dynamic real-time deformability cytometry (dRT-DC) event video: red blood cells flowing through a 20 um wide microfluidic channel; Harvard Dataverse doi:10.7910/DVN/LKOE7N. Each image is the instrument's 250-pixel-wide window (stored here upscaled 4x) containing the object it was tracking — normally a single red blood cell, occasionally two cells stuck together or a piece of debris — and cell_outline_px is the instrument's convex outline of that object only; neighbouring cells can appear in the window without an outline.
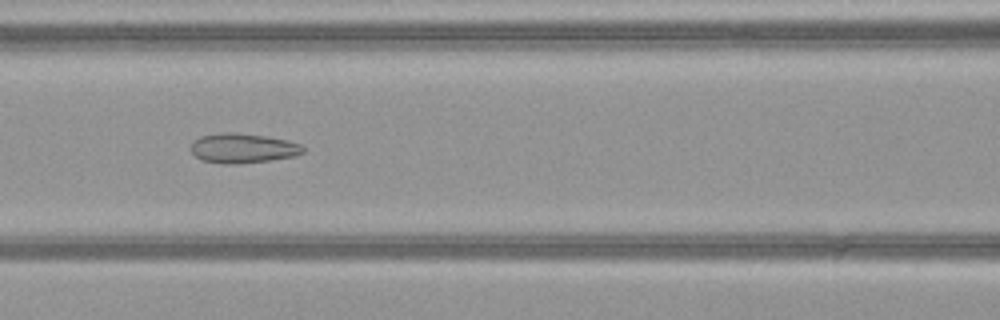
{"species": "common noctule bat (a hibernating species)", "species_latin": "Nyctalus noctula", "temperature_condition": "warm", "stored_images_in_passage": 51, "camera_frame_rate_fps": 3000, "um_per_image_px": 0.085, "animal": {"sex": "female", "body_mass_g": 21.9}, "frame": {"image": 1, "passage_image": 23, "time_ms": 7.333, "image_size_px": [1000, 320], "cell_outline_px": [[304, 152], [296, 156], [272, 160], [240, 164], [220, 164], [200, 160], [188, 148], [192, 140], [200, 136], [220, 132], [236, 132], [264, 136], [288, 140], [300, 144], [304, 148]], "centroid_in_image_um": [20.59, 12.6], "position_along_channel_um": 146.0, "area_um2": 19.88}}
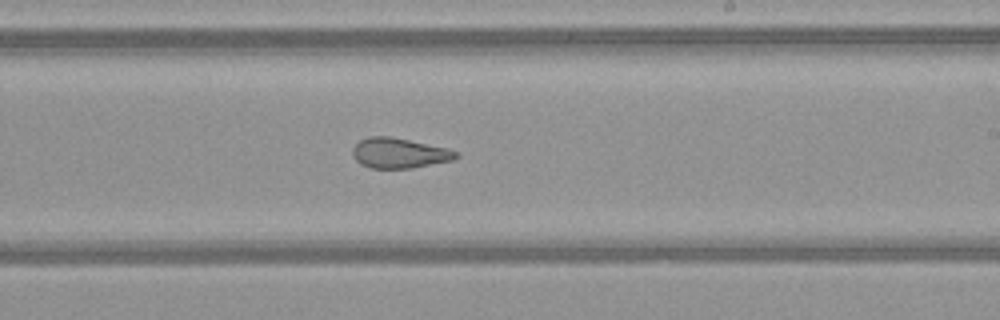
{"frame": {"image": 2, "passage_image": 31, "time_ms": 10.0, "image_size_px": [1000, 320], "cell_outline_px": [[460, 156], [452, 160], [412, 168], [372, 168], [360, 164], [352, 156], [352, 148], [360, 140], [368, 136], [392, 136], [448, 148], [456, 152]], "centroid_in_image_um": [33.91, 13.0], "position_along_channel_um": 255.1, "area_um2": 18.26}}
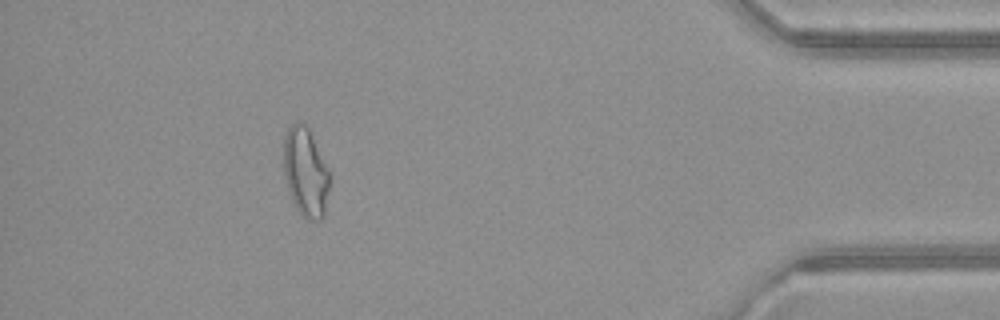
{"frame": {"image": 3, "passage_image": 46, "time_ms": 15.0, "image_size_px": [1000, 320], "cell_outline_px": [[328, 188], [324, 216], [320, 220], [308, 220], [300, 216], [292, 200], [288, 188], [284, 172], [284, 136], [288, 128], [292, 124], [304, 124], [308, 128], [328, 172]], "centroid_in_image_um": [25.94, 14.7], "position_along_channel_um": 409.3, "area_um2": 23.12}, "authors_computed_cell_mechanics": {"area_um2": 23.12, "velocity_mm_per_s": 4.101, "shape_relaxation_time_tau1_ms": null, "shape_relaxation_time_tau2_ms": 1.8744, "deformation_change_tau1": null, "deformation_change_tau2": 0.0984}}